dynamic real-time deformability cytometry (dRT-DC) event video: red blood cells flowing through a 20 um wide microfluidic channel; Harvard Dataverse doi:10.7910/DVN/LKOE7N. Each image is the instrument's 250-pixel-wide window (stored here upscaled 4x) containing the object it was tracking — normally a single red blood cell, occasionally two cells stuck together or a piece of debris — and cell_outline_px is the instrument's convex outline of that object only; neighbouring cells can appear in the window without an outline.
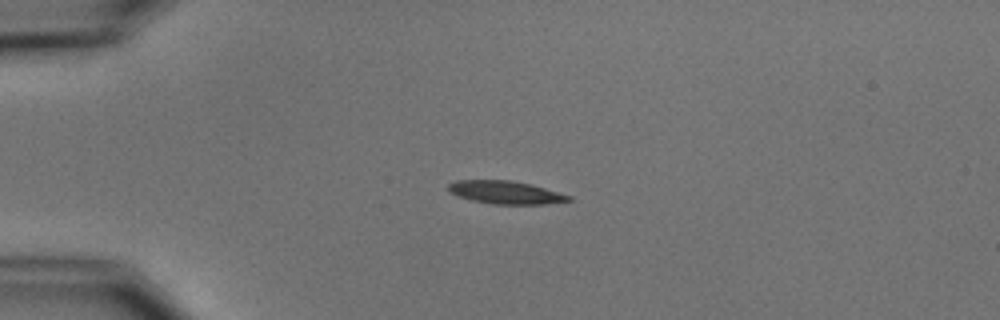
{"species": "common noctule bat (a hibernating species)", "species_latin": "Nyctalus noctula", "temperature_condition": "cold", "stored_images_in_passage": 4, "camera_frame_rate_fps": 3000, "um_per_image_px": 0.085, "animal": {"sex": "male", "body_mass_g": 15.6}, "frame": {"image": 1, "passage_image": 2, "time_ms": 1.333, "image_size_px": [1000, 320], "cell_outline_px": [[572, 200], [544, 204], [492, 204], [472, 200], [460, 196], [452, 192], [448, 188], [448, 184], [456, 180], [512, 180], [532, 184], [572, 196]], "centroid_in_image_um": [43.01, 16.35], "position_along_channel_um": 42.0, "area_um2": 16.01}}